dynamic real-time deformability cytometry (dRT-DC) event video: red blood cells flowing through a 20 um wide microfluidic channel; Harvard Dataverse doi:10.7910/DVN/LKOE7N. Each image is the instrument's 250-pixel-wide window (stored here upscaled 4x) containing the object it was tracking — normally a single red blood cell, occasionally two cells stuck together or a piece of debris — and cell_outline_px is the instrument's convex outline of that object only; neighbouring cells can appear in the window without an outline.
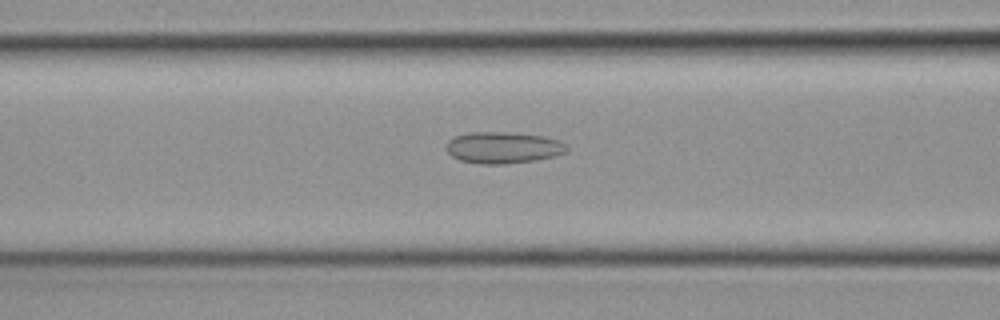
{"species": "common noctule bat (a hibernating species)", "species_latin": "Nyctalus noctula", "temperature_condition": "cold", "stored_images_in_passage": 47, "camera_frame_rate_fps": 3000, "um_per_image_px": 0.085, "animal": {"sex": "female", "body_mass_g": 19.3, "forearm_length_mm": 54.1}, "frame": {"image": 1, "passage_image": 18, "time_ms": 5.667, "image_size_px": [1000, 320], "cell_outline_px": [[568, 148], [564, 152], [552, 156], [532, 160], [504, 164], [480, 164], [460, 160], [452, 156], [448, 152], [448, 140], [452, 136], [472, 132], [508, 132], [544, 136], [556, 140], [564, 144]], "centroid_in_image_um": [42.71, 12.54], "position_along_channel_um": 123.9, "area_um2": 21.79}}
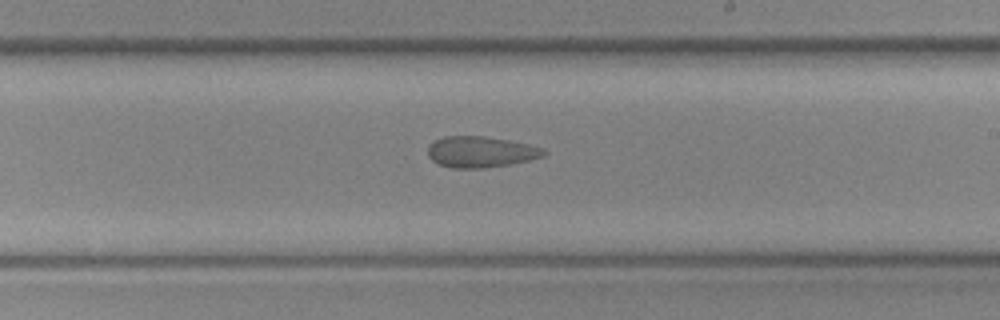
{"frame": {"image": 2, "passage_image": 27, "time_ms": 8.667, "image_size_px": [1000, 320], "cell_outline_px": [[548, 152], [544, 156], [528, 160], [508, 164], [484, 168], [452, 168], [440, 164], [432, 160], [428, 156], [428, 144], [444, 136], [484, 136], [508, 140], [528, 144], [544, 148]], "centroid_in_image_um": [40.86, 12.9], "position_along_channel_um": 248.1, "area_um2": 20.92}}
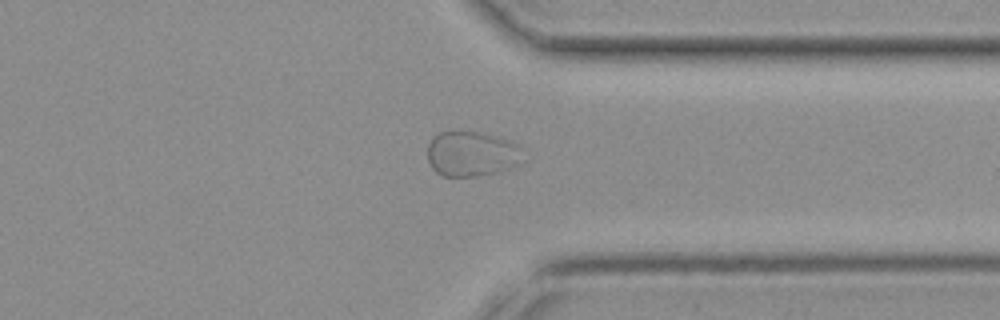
{"frame": {"image": 3, "passage_image": 36, "time_ms": 11.667, "image_size_px": [1000, 320], "cell_outline_px": [[524, 160], [516, 164], [496, 172], [472, 176], [444, 176], [436, 172], [432, 168], [428, 160], [428, 144], [432, 136], [440, 132], [452, 128], [480, 132], [512, 140], [520, 144]], "centroid_in_image_um": [40.07, 13.01], "position_along_channel_um": 371.3, "area_um2": 25.72}}